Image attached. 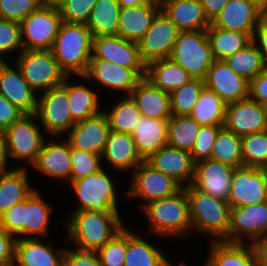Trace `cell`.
I'll return each mask as SVG.
<instances>
[{"label":"cell","instance_id":"47","mask_svg":"<svg viewBox=\"0 0 267 266\" xmlns=\"http://www.w3.org/2000/svg\"><path fill=\"white\" fill-rule=\"evenodd\" d=\"M101 266H124L126 227L97 251Z\"/></svg>","mask_w":267,"mask_h":266},{"label":"cell","instance_id":"51","mask_svg":"<svg viewBox=\"0 0 267 266\" xmlns=\"http://www.w3.org/2000/svg\"><path fill=\"white\" fill-rule=\"evenodd\" d=\"M22 48L20 22L0 18V61L6 52Z\"/></svg>","mask_w":267,"mask_h":266},{"label":"cell","instance_id":"65","mask_svg":"<svg viewBox=\"0 0 267 266\" xmlns=\"http://www.w3.org/2000/svg\"><path fill=\"white\" fill-rule=\"evenodd\" d=\"M152 1H156V2L162 3L164 0H152Z\"/></svg>","mask_w":267,"mask_h":266},{"label":"cell","instance_id":"36","mask_svg":"<svg viewBox=\"0 0 267 266\" xmlns=\"http://www.w3.org/2000/svg\"><path fill=\"white\" fill-rule=\"evenodd\" d=\"M215 60H224L232 56L252 41L245 33L215 27L212 24L207 29Z\"/></svg>","mask_w":267,"mask_h":266},{"label":"cell","instance_id":"3","mask_svg":"<svg viewBox=\"0 0 267 266\" xmlns=\"http://www.w3.org/2000/svg\"><path fill=\"white\" fill-rule=\"evenodd\" d=\"M184 189L189 202L191 228L193 227L194 231L213 236V241L228 242L230 204L227 201L204 194L191 185Z\"/></svg>","mask_w":267,"mask_h":266},{"label":"cell","instance_id":"32","mask_svg":"<svg viewBox=\"0 0 267 266\" xmlns=\"http://www.w3.org/2000/svg\"><path fill=\"white\" fill-rule=\"evenodd\" d=\"M35 189L29 186L25 168L0 172V216L24 201Z\"/></svg>","mask_w":267,"mask_h":266},{"label":"cell","instance_id":"22","mask_svg":"<svg viewBox=\"0 0 267 266\" xmlns=\"http://www.w3.org/2000/svg\"><path fill=\"white\" fill-rule=\"evenodd\" d=\"M145 161L155 170L161 171L164 175L171 177L182 188L192 183L195 162L189 151L165 145ZM187 180V183L183 182Z\"/></svg>","mask_w":267,"mask_h":266},{"label":"cell","instance_id":"39","mask_svg":"<svg viewBox=\"0 0 267 266\" xmlns=\"http://www.w3.org/2000/svg\"><path fill=\"white\" fill-rule=\"evenodd\" d=\"M224 61L235 73L249 82L266 68L258 46L253 40Z\"/></svg>","mask_w":267,"mask_h":266},{"label":"cell","instance_id":"34","mask_svg":"<svg viewBox=\"0 0 267 266\" xmlns=\"http://www.w3.org/2000/svg\"><path fill=\"white\" fill-rule=\"evenodd\" d=\"M170 263L156 246L134 235L126 228L124 266H168Z\"/></svg>","mask_w":267,"mask_h":266},{"label":"cell","instance_id":"55","mask_svg":"<svg viewBox=\"0 0 267 266\" xmlns=\"http://www.w3.org/2000/svg\"><path fill=\"white\" fill-rule=\"evenodd\" d=\"M249 97L267 107V68L249 82Z\"/></svg>","mask_w":267,"mask_h":266},{"label":"cell","instance_id":"64","mask_svg":"<svg viewBox=\"0 0 267 266\" xmlns=\"http://www.w3.org/2000/svg\"><path fill=\"white\" fill-rule=\"evenodd\" d=\"M263 172H264V177L266 180V188H267V168H263Z\"/></svg>","mask_w":267,"mask_h":266},{"label":"cell","instance_id":"66","mask_svg":"<svg viewBox=\"0 0 267 266\" xmlns=\"http://www.w3.org/2000/svg\"><path fill=\"white\" fill-rule=\"evenodd\" d=\"M264 15L267 16V8L264 10Z\"/></svg>","mask_w":267,"mask_h":266},{"label":"cell","instance_id":"10","mask_svg":"<svg viewBox=\"0 0 267 266\" xmlns=\"http://www.w3.org/2000/svg\"><path fill=\"white\" fill-rule=\"evenodd\" d=\"M69 78L70 76H67L62 85L44 92L37 101V121L40 120L44 131L51 135H60L59 133L68 131L75 125L69 110Z\"/></svg>","mask_w":267,"mask_h":266},{"label":"cell","instance_id":"5","mask_svg":"<svg viewBox=\"0 0 267 266\" xmlns=\"http://www.w3.org/2000/svg\"><path fill=\"white\" fill-rule=\"evenodd\" d=\"M170 58L193 79L205 81L208 70L215 61L207 30L179 31Z\"/></svg>","mask_w":267,"mask_h":266},{"label":"cell","instance_id":"48","mask_svg":"<svg viewBox=\"0 0 267 266\" xmlns=\"http://www.w3.org/2000/svg\"><path fill=\"white\" fill-rule=\"evenodd\" d=\"M98 0H61L57 7L62 20L67 23L86 24Z\"/></svg>","mask_w":267,"mask_h":266},{"label":"cell","instance_id":"20","mask_svg":"<svg viewBox=\"0 0 267 266\" xmlns=\"http://www.w3.org/2000/svg\"><path fill=\"white\" fill-rule=\"evenodd\" d=\"M205 87L227 104L249 97V81L235 73L224 60H215L205 79Z\"/></svg>","mask_w":267,"mask_h":266},{"label":"cell","instance_id":"12","mask_svg":"<svg viewBox=\"0 0 267 266\" xmlns=\"http://www.w3.org/2000/svg\"><path fill=\"white\" fill-rule=\"evenodd\" d=\"M133 171L131 188L126 195L145 200L141 207L149 202L171 197L182 189L171 177L155 170L146 161L141 162Z\"/></svg>","mask_w":267,"mask_h":266},{"label":"cell","instance_id":"8","mask_svg":"<svg viewBox=\"0 0 267 266\" xmlns=\"http://www.w3.org/2000/svg\"><path fill=\"white\" fill-rule=\"evenodd\" d=\"M76 196L80 200V210H101L118 212L116 189L113 181L100 169L98 172L71 182Z\"/></svg>","mask_w":267,"mask_h":266},{"label":"cell","instance_id":"16","mask_svg":"<svg viewBox=\"0 0 267 266\" xmlns=\"http://www.w3.org/2000/svg\"><path fill=\"white\" fill-rule=\"evenodd\" d=\"M234 169L229 164L211 159L199 161L195 163L191 186L228 202Z\"/></svg>","mask_w":267,"mask_h":266},{"label":"cell","instance_id":"44","mask_svg":"<svg viewBox=\"0 0 267 266\" xmlns=\"http://www.w3.org/2000/svg\"><path fill=\"white\" fill-rule=\"evenodd\" d=\"M243 166L267 168V130L241 137Z\"/></svg>","mask_w":267,"mask_h":266},{"label":"cell","instance_id":"21","mask_svg":"<svg viewBox=\"0 0 267 266\" xmlns=\"http://www.w3.org/2000/svg\"><path fill=\"white\" fill-rule=\"evenodd\" d=\"M110 126L104 111L75 123L70 129L67 140L70 145L79 150L102 156Z\"/></svg>","mask_w":267,"mask_h":266},{"label":"cell","instance_id":"23","mask_svg":"<svg viewBox=\"0 0 267 266\" xmlns=\"http://www.w3.org/2000/svg\"><path fill=\"white\" fill-rule=\"evenodd\" d=\"M12 69L4 60L0 61V93L25 113H36V92L23 78L20 68Z\"/></svg>","mask_w":267,"mask_h":266},{"label":"cell","instance_id":"24","mask_svg":"<svg viewBox=\"0 0 267 266\" xmlns=\"http://www.w3.org/2000/svg\"><path fill=\"white\" fill-rule=\"evenodd\" d=\"M65 251L53 252L52 246L43 244L41 238L16 237L13 263L19 266H62Z\"/></svg>","mask_w":267,"mask_h":266},{"label":"cell","instance_id":"26","mask_svg":"<svg viewBox=\"0 0 267 266\" xmlns=\"http://www.w3.org/2000/svg\"><path fill=\"white\" fill-rule=\"evenodd\" d=\"M161 11V3L152 1L139 6L121 8L118 36L138 42L150 28L153 19Z\"/></svg>","mask_w":267,"mask_h":266},{"label":"cell","instance_id":"33","mask_svg":"<svg viewBox=\"0 0 267 266\" xmlns=\"http://www.w3.org/2000/svg\"><path fill=\"white\" fill-rule=\"evenodd\" d=\"M205 266H257L251 244L212 241Z\"/></svg>","mask_w":267,"mask_h":266},{"label":"cell","instance_id":"53","mask_svg":"<svg viewBox=\"0 0 267 266\" xmlns=\"http://www.w3.org/2000/svg\"><path fill=\"white\" fill-rule=\"evenodd\" d=\"M62 266H101L97 252L66 249Z\"/></svg>","mask_w":267,"mask_h":266},{"label":"cell","instance_id":"38","mask_svg":"<svg viewBox=\"0 0 267 266\" xmlns=\"http://www.w3.org/2000/svg\"><path fill=\"white\" fill-rule=\"evenodd\" d=\"M52 208L46 203L36 189L24 200L25 236L40 238L47 234Z\"/></svg>","mask_w":267,"mask_h":266},{"label":"cell","instance_id":"56","mask_svg":"<svg viewBox=\"0 0 267 266\" xmlns=\"http://www.w3.org/2000/svg\"><path fill=\"white\" fill-rule=\"evenodd\" d=\"M16 237L0 227V266H14V244Z\"/></svg>","mask_w":267,"mask_h":266},{"label":"cell","instance_id":"49","mask_svg":"<svg viewBox=\"0 0 267 266\" xmlns=\"http://www.w3.org/2000/svg\"><path fill=\"white\" fill-rule=\"evenodd\" d=\"M44 3L45 0H0V18L21 22Z\"/></svg>","mask_w":267,"mask_h":266},{"label":"cell","instance_id":"59","mask_svg":"<svg viewBox=\"0 0 267 266\" xmlns=\"http://www.w3.org/2000/svg\"><path fill=\"white\" fill-rule=\"evenodd\" d=\"M257 261V266H267V237L250 243Z\"/></svg>","mask_w":267,"mask_h":266},{"label":"cell","instance_id":"37","mask_svg":"<svg viewBox=\"0 0 267 266\" xmlns=\"http://www.w3.org/2000/svg\"><path fill=\"white\" fill-rule=\"evenodd\" d=\"M227 103L214 91L204 87L189 114L200 125L224 126Z\"/></svg>","mask_w":267,"mask_h":266},{"label":"cell","instance_id":"60","mask_svg":"<svg viewBox=\"0 0 267 266\" xmlns=\"http://www.w3.org/2000/svg\"><path fill=\"white\" fill-rule=\"evenodd\" d=\"M8 149H7V138L5 130L0 129V172L8 171L7 160H8Z\"/></svg>","mask_w":267,"mask_h":266},{"label":"cell","instance_id":"54","mask_svg":"<svg viewBox=\"0 0 267 266\" xmlns=\"http://www.w3.org/2000/svg\"><path fill=\"white\" fill-rule=\"evenodd\" d=\"M25 112L12 104L0 93V129L6 130L15 121L20 119Z\"/></svg>","mask_w":267,"mask_h":266},{"label":"cell","instance_id":"2","mask_svg":"<svg viewBox=\"0 0 267 266\" xmlns=\"http://www.w3.org/2000/svg\"><path fill=\"white\" fill-rule=\"evenodd\" d=\"M93 35L86 24L62 22L51 48L61 70L83 77L92 57Z\"/></svg>","mask_w":267,"mask_h":266},{"label":"cell","instance_id":"27","mask_svg":"<svg viewBox=\"0 0 267 266\" xmlns=\"http://www.w3.org/2000/svg\"><path fill=\"white\" fill-rule=\"evenodd\" d=\"M168 127L169 119L142 116L138 121L131 135L144 161L167 145Z\"/></svg>","mask_w":267,"mask_h":266},{"label":"cell","instance_id":"30","mask_svg":"<svg viewBox=\"0 0 267 266\" xmlns=\"http://www.w3.org/2000/svg\"><path fill=\"white\" fill-rule=\"evenodd\" d=\"M32 166L47 176L70 181L72 165L69 141L63 143L45 141Z\"/></svg>","mask_w":267,"mask_h":266},{"label":"cell","instance_id":"6","mask_svg":"<svg viewBox=\"0 0 267 266\" xmlns=\"http://www.w3.org/2000/svg\"><path fill=\"white\" fill-rule=\"evenodd\" d=\"M62 22L57 5L44 3L20 22L23 50H51Z\"/></svg>","mask_w":267,"mask_h":266},{"label":"cell","instance_id":"15","mask_svg":"<svg viewBox=\"0 0 267 266\" xmlns=\"http://www.w3.org/2000/svg\"><path fill=\"white\" fill-rule=\"evenodd\" d=\"M224 127L240 137L267 130V107L247 97L227 104Z\"/></svg>","mask_w":267,"mask_h":266},{"label":"cell","instance_id":"7","mask_svg":"<svg viewBox=\"0 0 267 266\" xmlns=\"http://www.w3.org/2000/svg\"><path fill=\"white\" fill-rule=\"evenodd\" d=\"M19 56L15 64L36 93L38 89L46 92L64 83L67 75L51 50H22Z\"/></svg>","mask_w":267,"mask_h":266},{"label":"cell","instance_id":"50","mask_svg":"<svg viewBox=\"0 0 267 266\" xmlns=\"http://www.w3.org/2000/svg\"><path fill=\"white\" fill-rule=\"evenodd\" d=\"M222 127L224 126L201 125L194 147L190 152L195 163L210 159L213 144Z\"/></svg>","mask_w":267,"mask_h":266},{"label":"cell","instance_id":"52","mask_svg":"<svg viewBox=\"0 0 267 266\" xmlns=\"http://www.w3.org/2000/svg\"><path fill=\"white\" fill-rule=\"evenodd\" d=\"M0 227L7 233L13 235H25L24 223V201L15 204L0 216Z\"/></svg>","mask_w":267,"mask_h":266},{"label":"cell","instance_id":"63","mask_svg":"<svg viewBox=\"0 0 267 266\" xmlns=\"http://www.w3.org/2000/svg\"><path fill=\"white\" fill-rule=\"evenodd\" d=\"M61 0H45V3L57 5Z\"/></svg>","mask_w":267,"mask_h":266},{"label":"cell","instance_id":"18","mask_svg":"<svg viewBox=\"0 0 267 266\" xmlns=\"http://www.w3.org/2000/svg\"><path fill=\"white\" fill-rule=\"evenodd\" d=\"M128 68H146L137 42L126 40L118 35L93 37L92 57Z\"/></svg>","mask_w":267,"mask_h":266},{"label":"cell","instance_id":"61","mask_svg":"<svg viewBox=\"0 0 267 266\" xmlns=\"http://www.w3.org/2000/svg\"><path fill=\"white\" fill-rule=\"evenodd\" d=\"M121 8L139 6L142 4L150 3L152 0H117Z\"/></svg>","mask_w":267,"mask_h":266},{"label":"cell","instance_id":"13","mask_svg":"<svg viewBox=\"0 0 267 266\" xmlns=\"http://www.w3.org/2000/svg\"><path fill=\"white\" fill-rule=\"evenodd\" d=\"M267 201L266 180L263 169L235 168L230 187V207L251 206Z\"/></svg>","mask_w":267,"mask_h":266},{"label":"cell","instance_id":"42","mask_svg":"<svg viewBox=\"0 0 267 266\" xmlns=\"http://www.w3.org/2000/svg\"><path fill=\"white\" fill-rule=\"evenodd\" d=\"M201 125L189 115L169 119L167 145L191 152Z\"/></svg>","mask_w":267,"mask_h":266},{"label":"cell","instance_id":"4","mask_svg":"<svg viewBox=\"0 0 267 266\" xmlns=\"http://www.w3.org/2000/svg\"><path fill=\"white\" fill-rule=\"evenodd\" d=\"M142 210L148 216L150 229L159 236H182L192 230L189 202L184 188L171 197L145 204Z\"/></svg>","mask_w":267,"mask_h":266},{"label":"cell","instance_id":"17","mask_svg":"<svg viewBox=\"0 0 267 266\" xmlns=\"http://www.w3.org/2000/svg\"><path fill=\"white\" fill-rule=\"evenodd\" d=\"M145 75L146 68H128L102 59H90L87 72L83 77L96 79L98 83L112 90L127 91L129 95Z\"/></svg>","mask_w":267,"mask_h":266},{"label":"cell","instance_id":"46","mask_svg":"<svg viewBox=\"0 0 267 266\" xmlns=\"http://www.w3.org/2000/svg\"><path fill=\"white\" fill-rule=\"evenodd\" d=\"M71 158V175L70 183L87 177L90 174L98 172L101 167V156L95 153H89L84 150H79L70 145Z\"/></svg>","mask_w":267,"mask_h":266},{"label":"cell","instance_id":"40","mask_svg":"<svg viewBox=\"0 0 267 266\" xmlns=\"http://www.w3.org/2000/svg\"><path fill=\"white\" fill-rule=\"evenodd\" d=\"M210 159L229 164L234 168L243 167L241 137L222 127L216 136Z\"/></svg>","mask_w":267,"mask_h":266},{"label":"cell","instance_id":"31","mask_svg":"<svg viewBox=\"0 0 267 266\" xmlns=\"http://www.w3.org/2000/svg\"><path fill=\"white\" fill-rule=\"evenodd\" d=\"M145 78L154 86L169 94L193 79L185 69L171 58L148 64Z\"/></svg>","mask_w":267,"mask_h":266},{"label":"cell","instance_id":"35","mask_svg":"<svg viewBox=\"0 0 267 266\" xmlns=\"http://www.w3.org/2000/svg\"><path fill=\"white\" fill-rule=\"evenodd\" d=\"M120 10L117 0H98L86 23L93 37L118 35Z\"/></svg>","mask_w":267,"mask_h":266},{"label":"cell","instance_id":"19","mask_svg":"<svg viewBox=\"0 0 267 266\" xmlns=\"http://www.w3.org/2000/svg\"><path fill=\"white\" fill-rule=\"evenodd\" d=\"M264 10L251 0H229L211 22L215 27L248 34L252 39Z\"/></svg>","mask_w":267,"mask_h":266},{"label":"cell","instance_id":"9","mask_svg":"<svg viewBox=\"0 0 267 266\" xmlns=\"http://www.w3.org/2000/svg\"><path fill=\"white\" fill-rule=\"evenodd\" d=\"M36 119V113H25L5 130L10 158L29 160L30 165L36 161L46 141Z\"/></svg>","mask_w":267,"mask_h":266},{"label":"cell","instance_id":"14","mask_svg":"<svg viewBox=\"0 0 267 266\" xmlns=\"http://www.w3.org/2000/svg\"><path fill=\"white\" fill-rule=\"evenodd\" d=\"M243 234L254 242L267 237V201L251 206L231 207L229 243H244Z\"/></svg>","mask_w":267,"mask_h":266},{"label":"cell","instance_id":"29","mask_svg":"<svg viewBox=\"0 0 267 266\" xmlns=\"http://www.w3.org/2000/svg\"><path fill=\"white\" fill-rule=\"evenodd\" d=\"M101 158L116 170L136 169L144 160L139 155L131 134L110 131Z\"/></svg>","mask_w":267,"mask_h":266},{"label":"cell","instance_id":"43","mask_svg":"<svg viewBox=\"0 0 267 266\" xmlns=\"http://www.w3.org/2000/svg\"><path fill=\"white\" fill-rule=\"evenodd\" d=\"M119 101L110 112H104L110 131L132 134L142 114L130 95L122 97Z\"/></svg>","mask_w":267,"mask_h":266},{"label":"cell","instance_id":"62","mask_svg":"<svg viewBox=\"0 0 267 266\" xmlns=\"http://www.w3.org/2000/svg\"><path fill=\"white\" fill-rule=\"evenodd\" d=\"M251 1L255 2L263 10L267 8V0H251Z\"/></svg>","mask_w":267,"mask_h":266},{"label":"cell","instance_id":"41","mask_svg":"<svg viewBox=\"0 0 267 266\" xmlns=\"http://www.w3.org/2000/svg\"><path fill=\"white\" fill-rule=\"evenodd\" d=\"M69 110L74 123L81 122L101 111L98 109V95L84 85L68 83Z\"/></svg>","mask_w":267,"mask_h":266},{"label":"cell","instance_id":"28","mask_svg":"<svg viewBox=\"0 0 267 266\" xmlns=\"http://www.w3.org/2000/svg\"><path fill=\"white\" fill-rule=\"evenodd\" d=\"M143 117L170 119L171 112L170 95L154 86L143 77L129 94Z\"/></svg>","mask_w":267,"mask_h":266},{"label":"cell","instance_id":"45","mask_svg":"<svg viewBox=\"0 0 267 266\" xmlns=\"http://www.w3.org/2000/svg\"><path fill=\"white\" fill-rule=\"evenodd\" d=\"M205 87V82L200 79H192L179 89L171 92L170 104L173 116L189 115Z\"/></svg>","mask_w":267,"mask_h":266},{"label":"cell","instance_id":"57","mask_svg":"<svg viewBox=\"0 0 267 266\" xmlns=\"http://www.w3.org/2000/svg\"><path fill=\"white\" fill-rule=\"evenodd\" d=\"M252 40L256 42L264 65L267 68V16L263 15L259 20Z\"/></svg>","mask_w":267,"mask_h":266},{"label":"cell","instance_id":"11","mask_svg":"<svg viewBox=\"0 0 267 266\" xmlns=\"http://www.w3.org/2000/svg\"><path fill=\"white\" fill-rule=\"evenodd\" d=\"M179 30L161 10L145 33L137 42L143 63L148 64L170 58Z\"/></svg>","mask_w":267,"mask_h":266},{"label":"cell","instance_id":"58","mask_svg":"<svg viewBox=\"0 0 267 266\" xmlns=\"http://www.w3.org/2000/svg\"><path fill=\"white\" fill-rule=\"evenodd\" d=\"M229 0H201L204 13L212 22Z\"/></svg>","mask_w":267,"mask_h":266},{"label":"cell","instance_id":"1","mask_svg":"<svg viewBox=\"0 0 267 266\" xmlns=\"http://www.w3.org/2000/svg\"><path fill=\"white\" fill-rule=\"evenodd\" d=\"M68 221V235L77 249L97 252L125 226L118 212L75 211Z\"/></svg>","mask_w":267,"mask_h":266},{"label":"cell","instance_id":"25","mask_svg":"<svg viewBox=\"0 0 267 266\" xmlns=\"http://www.w3.org/2000/svg\"><path fill=\"white\" fill-rule=\"evenodd\" d=\"M161 10L179 31L207 30L211 25L201 0H164Z\"/></svg>","mask_w":267,"mask_h":266}]
</instances>
